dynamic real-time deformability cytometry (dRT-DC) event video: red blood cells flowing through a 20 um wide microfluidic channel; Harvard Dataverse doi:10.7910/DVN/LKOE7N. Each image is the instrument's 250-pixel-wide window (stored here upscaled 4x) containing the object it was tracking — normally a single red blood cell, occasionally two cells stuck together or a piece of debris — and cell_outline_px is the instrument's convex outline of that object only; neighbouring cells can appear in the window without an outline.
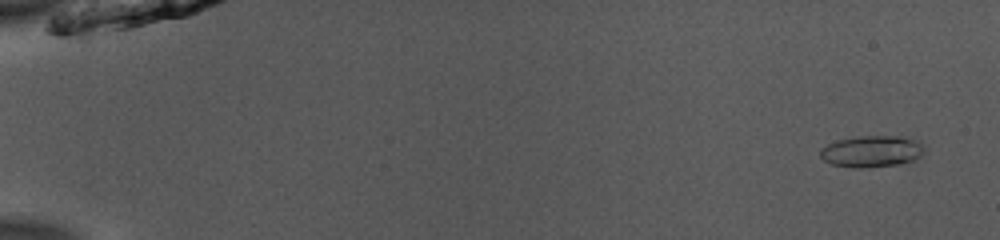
{"species": "common noctule bat (a hibernating species)", "species_latin": "Nyctalus noctula", "temperature_condition": "room temperature", "stored_images_in_passage": 52, "camera_frame_rate_fps": 3000, "um_per_image_px": 0.085, "animal": {"sex": "male", "body_mass_g": 13.0, "forearm_length_mm": 53.1}, "frame": {"image": 1, "passage_image": 3, "time_ms": 0.667, "image_size_px": [1000, 240], "cell_outline_px": [[924, 152], [916, 160], [900, 164], [864, 168], [856, 168], [832, 164], [824, 160], [820, 156], [820, 152], [828, 144], [836, 140], [860, 136], [900, 136], [916, 140], [924, 148]], "centroid_in_image_um": [74.12, 12.87], "position_along_channel_um": 10.9, "area_um2": 19.07}}
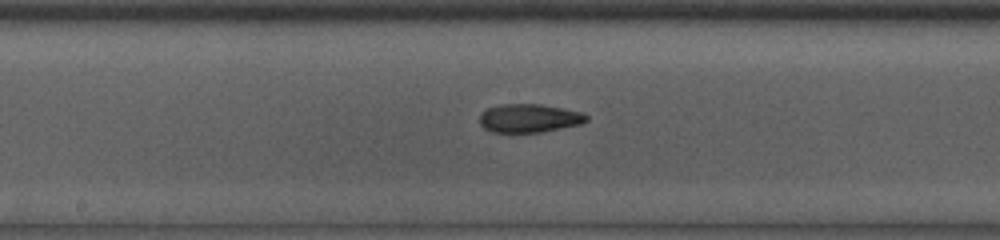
{"frame": {"image": 2, "passage_image": 29, "time_ms": 9.333, "image_size_px": [1000, 240], "cell_outline_px": [[588, 120], [580, 124], [540, 132], [492, 132], [484, 128], [480, 124], [480, 116], [488, 108], [500, 104], [540, 104], [564, 108], [584, 112], [588, 116]], "centroid_in_image_um": [45.01, 10.04], "position_along_channel_um": 203.2, "area_um2": 17.69}}
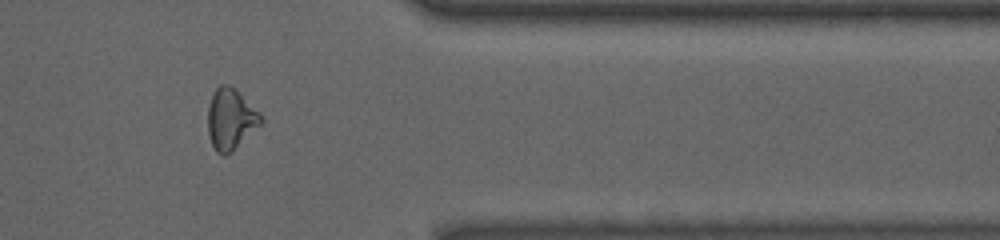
{"frame": {"image": 3, "passage_image": 44, "time_ms": 14.333, "image_size_px": [1000, 240], "cell_outline_px": [[264, 120], [232, 152], [224, 156], [216, 152], [212, 144], [208, 132], [208, 108], [212, 96], [216, 88], [220, 84], [228, 84], [236, 88], [260, 112]], "centroid_in_image_um": [19.61, 10.11], "position_along_channel_um": 391.8, "area_um2": 18.9}, "authors_computed_cell_mechanics": {"area_um2": 18.0914, "velocity_mm_per_s": 3.9621, "shape_relaxation_time_tau1_ms": null, "shape_relaxation_time_tau2_ms": 2.8903, "deformation_change_tau1": null, "deformation_change_tau2": 0.118}}